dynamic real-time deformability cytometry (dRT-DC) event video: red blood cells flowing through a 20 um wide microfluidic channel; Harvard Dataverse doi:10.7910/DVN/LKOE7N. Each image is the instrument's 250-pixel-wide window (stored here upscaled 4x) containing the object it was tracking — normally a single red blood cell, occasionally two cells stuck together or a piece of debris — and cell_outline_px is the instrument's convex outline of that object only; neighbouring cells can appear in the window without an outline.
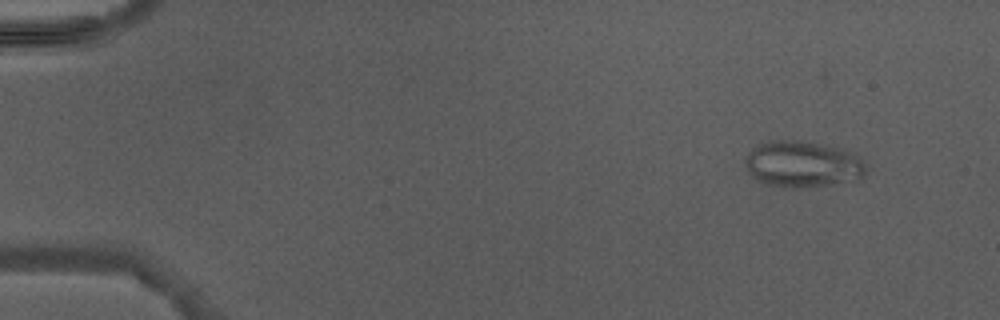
{"species": "Egyptian fruit bat (a non-hibernating species)", "species_latin": "Rousettus aegyptiacus", "temperature_condition": "warm", "stored_images_in_passage": 6, "camera_frame_rate_fps": 3000, "um_per_image_px": 0.085, "animal": {"sex": "male"}, "frame": {"image": 1, "passage_image": 1, "time_ms": 0.0, "image_size_px": [1000, 320], "cell_outline_px": [[868, 164], [864, 176], [852, 180], [800, 188], [784, 188], [764, 184], [756, 180], [748, 172], [744, 164], [744, 160], [748, 152], [760, 144], [768, 140], [796, 140], [840, 148], [852, 152]], "centroid_in_image_um": [68.18, 13.96], "position_along_channel_um": 16.8, "area_um2": 32.71}}